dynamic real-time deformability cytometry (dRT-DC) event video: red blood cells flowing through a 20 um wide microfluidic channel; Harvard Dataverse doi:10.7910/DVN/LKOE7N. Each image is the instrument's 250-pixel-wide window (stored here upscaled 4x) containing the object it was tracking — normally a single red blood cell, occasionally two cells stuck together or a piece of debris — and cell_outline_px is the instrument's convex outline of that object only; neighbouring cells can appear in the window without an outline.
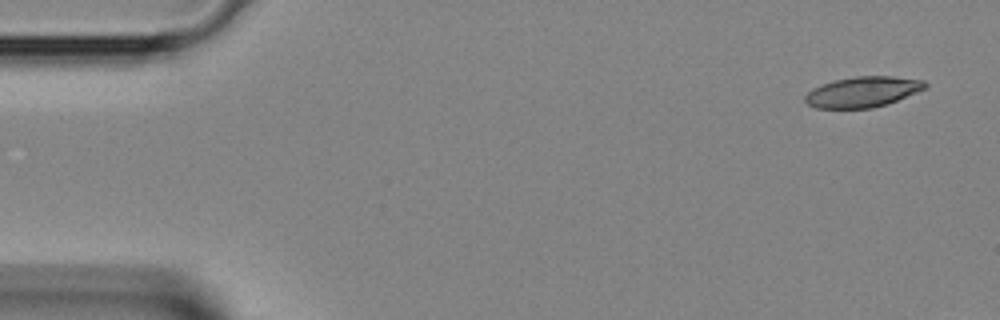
{"species": "Egyptian fruit bat (a non-hibernating species)", "species_latin": "Rousettus aegyptiacus", "temperature_condition": "room temperature", "stored_images_in_passage": 4, "camera_frame_rate_fps": 3000, "um_per_image_px": 0.085, "animal": {"sex": "female"}, "frame": {"image": 1, "passage_image": 1, "time_ms": 0.0, "image_size_px": [1000, 320], "cell_outline_px": [[928, 88], [888, 104], [872, 108], [816, 108], [808, 104], [804, 100], [804, 96], [812, 88], [832, 80], [856, 76], [892, 76], [924, 80], [928, 84]], "centroid_in_image_um": [73.36, 7.8], "position_along_channel_um": 11.6, "area_um2": 21.62}}